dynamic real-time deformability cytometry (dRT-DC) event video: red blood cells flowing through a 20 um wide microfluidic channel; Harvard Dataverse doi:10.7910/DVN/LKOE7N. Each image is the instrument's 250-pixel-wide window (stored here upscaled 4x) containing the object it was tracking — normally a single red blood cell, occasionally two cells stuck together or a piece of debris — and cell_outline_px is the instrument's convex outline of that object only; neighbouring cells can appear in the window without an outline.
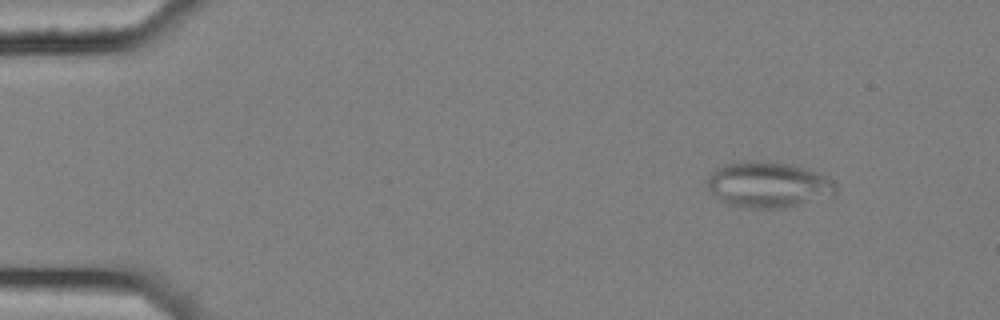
{"species": "common noctule bat (a hibernating species)", "species_latin": "Nyctalus noctula", "temperature_condition": "cold", "stored_images_in_passage": 5, "camera_frame_rate_fps": 3000, "um_per_image_px": 0.085, "animal": {"sex": "female", "body_mass_g": 25.1}, "frame": {"image": 1, "passage_image": 2, "time_ms": 0.333, "image_size_px": [1000, 320], "cell_outline_px": [[836, 192], [800, 204], [780, 208], [736, 208], [720, 200], [708, 188], [708, 180], [712, 172], [716, 168], [724, 164], [744, 160], [768, 160], [792, 164], [816, 172], [832, 180], [836, 184]], "centroid_in_image_um": [65.24, 15.68], "position_along_channel_um": 19.8, "area_um2": 34.22}}